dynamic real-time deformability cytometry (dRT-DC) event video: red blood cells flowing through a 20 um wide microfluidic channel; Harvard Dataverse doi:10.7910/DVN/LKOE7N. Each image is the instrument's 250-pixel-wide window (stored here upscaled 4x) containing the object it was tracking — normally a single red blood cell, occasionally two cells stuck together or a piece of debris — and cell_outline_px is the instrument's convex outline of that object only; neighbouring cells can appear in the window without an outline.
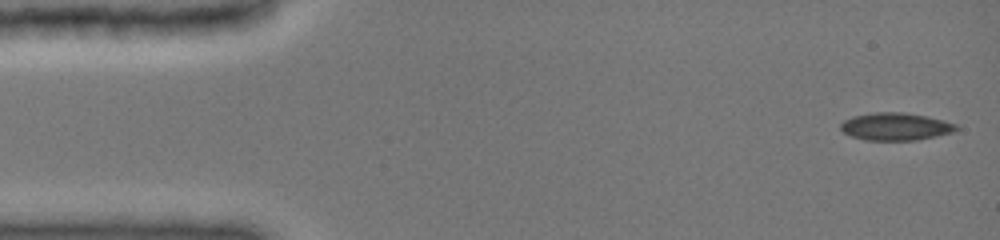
{"species": "common noctule bat (a hibernating species)", "species_latin": "Nyctalus noctula", "temperature_condition": "cold", "stored_images_in_passage": 19, "camera_frame_rate_fps": 3000, "um_per_image_px": 0.085, "animal": {"sex": "female", "body_mass_g": 19.0, "forearm_length_mm": 51.5}, "frame": {"image": 1, "passage_image": 1, "time_ms": 0.0, "image_size_px": [1000, 240], "cell_outline_px": [[960, 128], [952, 132], [936, 136], [916, 140], [864, 140], [852, 136], [844, 132], [840, 128], [840, 124], [844, 120], [852, 116], [872, 112], [904, 112], [928, 116], [944, 120], [956, 124]], "centroid_in_image_um": [76.13, 10.74], "position_along_channel_um": 8.9, "area_um2": 18.67}}
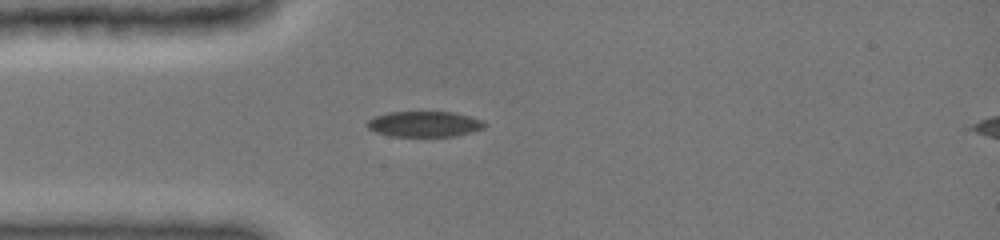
{"frame": {"image": 2, "passage_image": 16, "time_ms": 3.667, "image_size_px": [1000, 240], "cell_outline_px": [[488, 124], [484, 128], [472, 132], [456, 136], [392, 136], [376, 132], [368, 128], [364, 124], [368, 120], [376, 116], [388, 112], [452, 112], [484, 120]], "centroid_in_image_um": [36.09, 10.54], "position_along_channel_um": 48.9, "area_um2": 17.57}}